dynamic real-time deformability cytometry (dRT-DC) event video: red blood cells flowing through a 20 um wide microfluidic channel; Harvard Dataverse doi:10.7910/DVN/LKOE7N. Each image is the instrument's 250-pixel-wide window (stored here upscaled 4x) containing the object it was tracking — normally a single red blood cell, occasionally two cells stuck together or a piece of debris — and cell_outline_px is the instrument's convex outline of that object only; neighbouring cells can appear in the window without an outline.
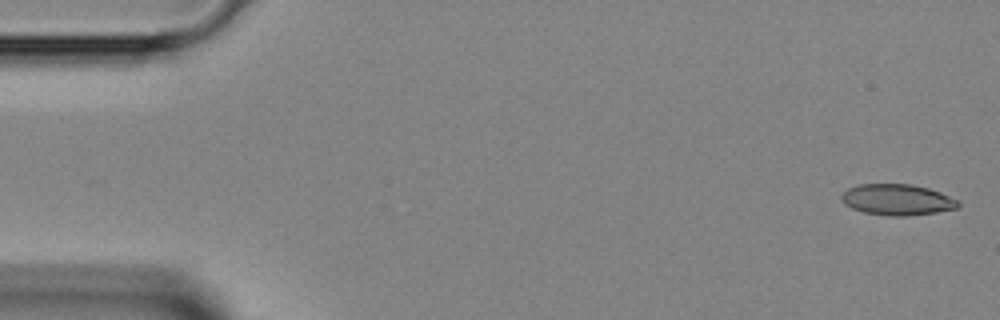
{"species": "Egyptian fruit bat (a non-hibernating species)", "species_latin": "Rousettus aegyptiacus", "temperature_condition": "room temperature", "stored_images_in_passage": 44, "camera_frame_rate_fps": 3000, "um_per_image_px": 0.085, "animal": {"sex": "female"}, "frame": {"image": 1, "passage_image": 1, "time_ms": 0.0, "image_size_px": [1000, 320], "cell_outline_px": [[960, 204], [956, 208], [936, 212], [908, 216], [888, 216], [864, 212], [852, 208], [844, 204], [840, 196], [848, 188], [856, 184], [912, 184], [928, 188], [940, 192], [956, 200]], "centroid_in_image_um": [76.22, 16.97], "position_along_channel_um": 8.8, "area_um2": 21.04}}
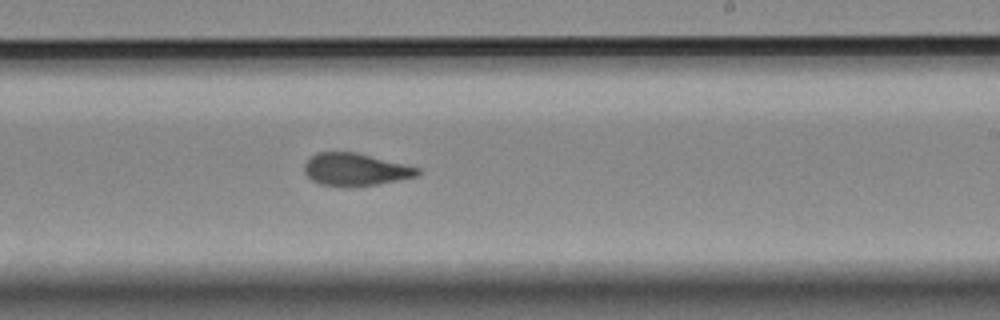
{"frame": {"image": 2, "passage_image": 26, "time_ms": 8.333, "image_size_px": [1000, 320], "cell_outline_px": [[420, 176], [376, 184], [352, 188], [320, 184], [312, 180], [304, 172], [304, 164], [316, 152], [356, 152], [420, 168]], "centroid_in_image_um": [30.21, 14.42], "position_along_channel_um": 258.8, "area_um2": 21.56}}
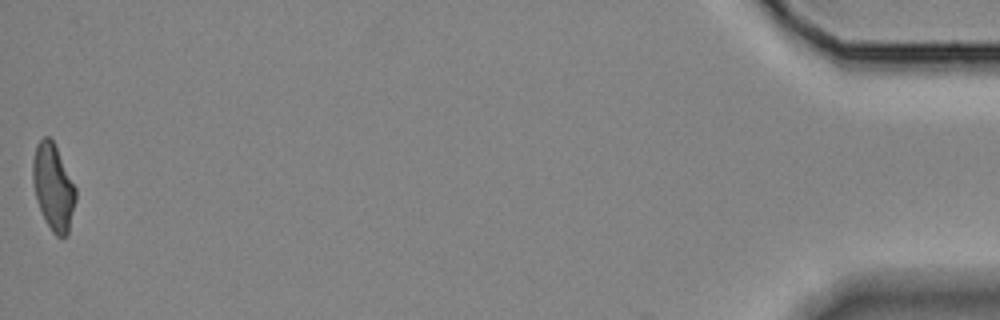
{"frame": {"image": 3, "passage_image": 44, "time_ms": 14.333, "image_size_px": [1000, 320], "cell_outline_px": [[76, 200], [68, 236], [56, 236], [52, 232], [36, 200], [32, 180], [32, 160], [36, 144], [44, 136], [48, 136], [52, 140], [76, 188]], "centroid_in_image_um": [4.52, 15.91], "position_along_channel_um": 430.7, "area_um2": 21.44}}